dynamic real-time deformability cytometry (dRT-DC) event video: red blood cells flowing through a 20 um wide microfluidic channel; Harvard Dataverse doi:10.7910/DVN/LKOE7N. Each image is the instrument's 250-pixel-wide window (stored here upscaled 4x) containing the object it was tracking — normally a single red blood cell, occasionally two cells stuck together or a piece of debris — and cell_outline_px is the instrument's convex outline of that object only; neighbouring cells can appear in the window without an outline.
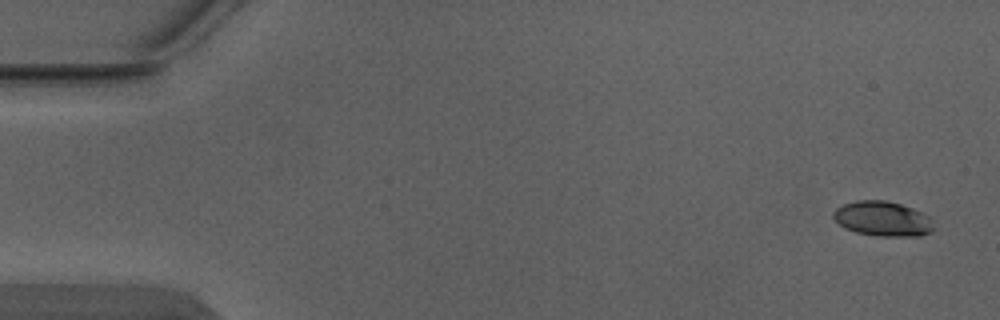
{"species": "Egyptian fruit bat (a non-hibernating species)", "species_latin": "Rousettus aegyptiacus", "temperature_condition": "warm", "stored_images_in_passage": 3, "segment_of_instrument_passage": [2, 2], "camera_frame_rate_fps": 3000, "um_per_image_px": 0.085, "animal": {"sex": "male"}, "frame": {"image": 1, "passage_image": 3, "time_ms": 0.667, "image_size_px": [1000, 320], "cell_outline_px": [[936, 228], [932, 232], [920, 236], [876, 236], [856, 232], [844, 228], [832, 216], [832, 212], [836, 208], [844, 204], [856, 200], [884, 200], [900, 204], [912, 208], [932, 216]], "centroid_in_image_um": [75.09, 18.6], "position_along_channel_um": 9.9, "area_um2": 20.75}}